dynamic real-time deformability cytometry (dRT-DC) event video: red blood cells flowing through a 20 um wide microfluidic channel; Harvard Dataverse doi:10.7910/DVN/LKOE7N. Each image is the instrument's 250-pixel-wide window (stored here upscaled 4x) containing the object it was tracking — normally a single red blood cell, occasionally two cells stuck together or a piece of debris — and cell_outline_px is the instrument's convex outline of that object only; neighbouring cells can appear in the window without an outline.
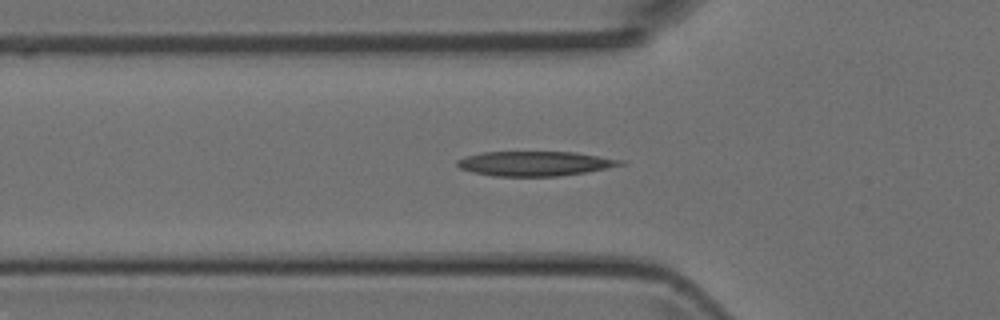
{"species": "Egyptian fruit bat (a non-hibernating species)", "species_latin": "Rousettus aegyptiacus", "temperature_condition": "room temperature", "stored_images_in_passage": 38, "camera_frame_rate_fps": 3000, "um_per_image_px": 0.085, "animal": {"sex": "female"}, "frame": {"image": 1, "passage_image": 9, "time_ms": 2.667, "image_size_px": [1000, 320], "cell_outline_px": [[624, 164], [608, 168], [560, 176], [492, 176], [472, 172], [460, 168], [456, 164], [456, 160], [468, 156], [484, 152], [576, 152], [624, 160]], "centroid_in_image_um": [45.47, 13.9], "position_along_channel_um": 80.3, "area_um2": 23.35}}
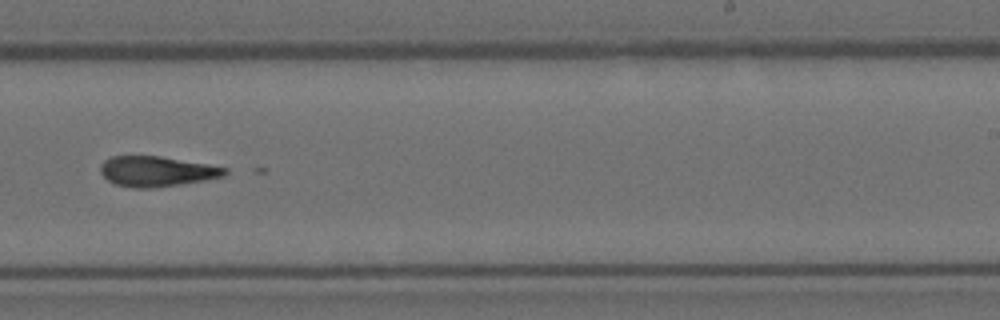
{"frame": {"image": 2, "passage_image": 23, "time_ms": 7.333, "image_size_px": [1000, 320], "cell_outline_px": [[228, 172], [224, 176], [204, 180], [156, 188], [132, 188], [112, 184], [100, 172], [100, 164], [104, 160], [112, 156], [160, 156], [208, 164], [228, 168]], "centroid_in_image_um": [13.29, 14.57], "position_along_channel_um": 275.7, "area_um2": 22.08}}
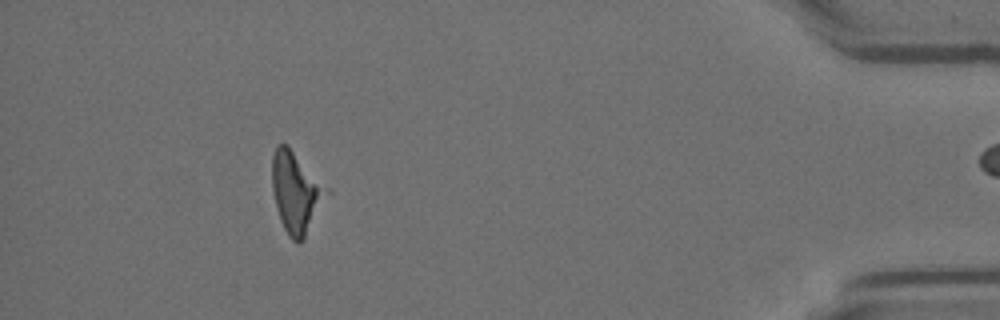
{"frame": {"image": 3, "passage_image": 37, "time_ms": 12.0, "image_size_px": [1000, 320], "cell_outline_px": [[332, 192], [304, 240], [300, 244], [292, 240], [288, 236], [280, 220], [276, 208], [272, 188], [272, 156], [276, 144], [288, 144]], "centroid_in_image_um": [25.2, 16.37], "position_along_channel_um": 410.0, "area_um2": 26.41}}